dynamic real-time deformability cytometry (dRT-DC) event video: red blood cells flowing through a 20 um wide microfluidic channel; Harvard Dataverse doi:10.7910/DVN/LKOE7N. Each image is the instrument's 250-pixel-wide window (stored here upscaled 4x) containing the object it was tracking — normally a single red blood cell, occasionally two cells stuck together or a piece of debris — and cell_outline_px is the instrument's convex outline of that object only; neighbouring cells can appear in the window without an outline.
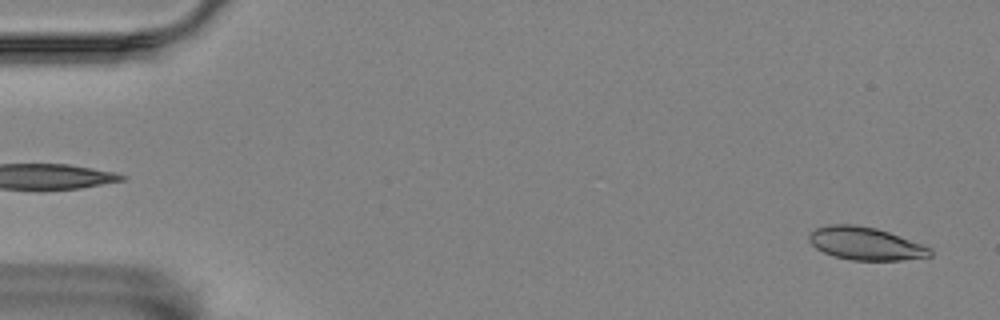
{"species": "Egyptian fruit bat (a non-hibernating species)", "species_latin": "Rousettus aegyptiacus", "temperature_condition": "room temperature", "stored_images_in_passage": 56, "camera_frame_rate_fps": 3000, "um_per_image_px": 0.085, "animal": {"sex": "female"}, "frame": {"image": 1, "passage_image": 2, "time_ms": 0.333, "image_size_px": [1000, 320], "cell_outline_px": [[932, 256], [900, 260], [852, 260], [832, 256], [816, 248], [808, 240], [808, 232], [816, 228], [828, 224], [856, 224], [876, 228], [888, 232], [932, 248]], "centroid_in_image_um": [73.52, 20.69], "position_along_channel_um": 11.5, "area_um2": 23.24}}
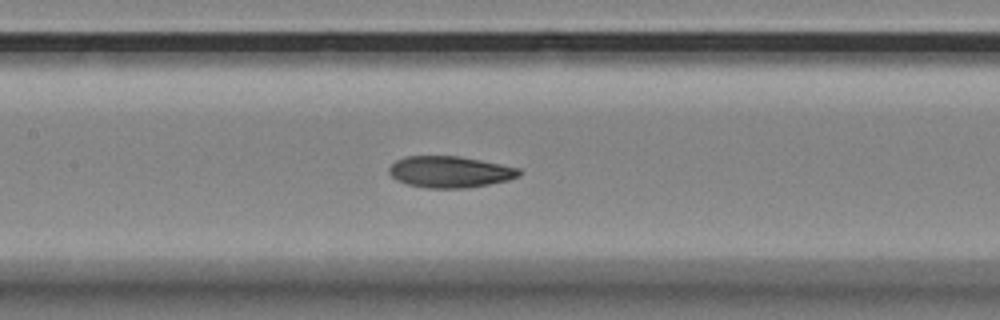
{"frame": {"image": 2, "passage_image": 26, "time_ms": 8.333, "image_size_px": [1000, 320], "cell_outline_px": [[520, 176], [508, 180], [468, 188], [428, 188], [408, 184], [396, 180], [388, 172], [388, 168], [396, 160], [404, 156], [460, 156], [520, 168]], "centroid_in_image_um": [38.23, 14.6], "position_along_channel_um": 169.2, "area_um2": 23.81}}
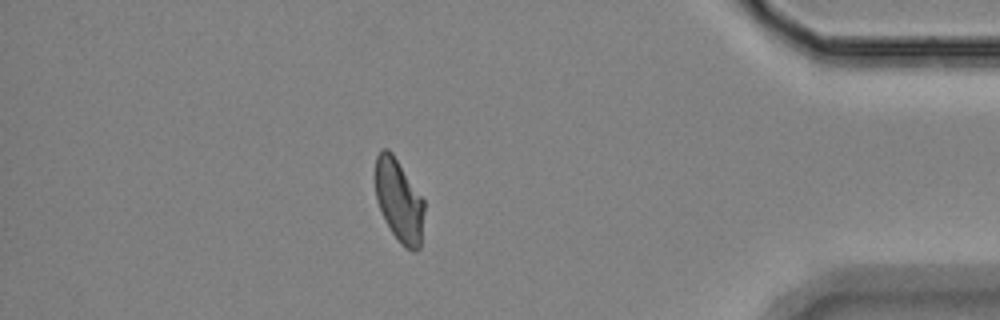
{"frame": {"image": 3, "passage_image": 49, "time_ms": 16.0, "image_size_px": [1000, 320], "cell_outline_px": [[424, 212], [420, 248], [416, 252], [412, 252], [392, 232], [376, 200], [376, 156], [380, 148], [388, 148], [392, 152], [424, 200]], "centroid_in_image_um": [33.93, 17.01], "position_along_channel_um": 401.3, "area_um2": 23.12}, "authors_computed_cell_mechanics": {"area_um2": 23.8425, "velocity_mm_per_s": 3.5029, "shape_relaxation_time_tau1_ms": null, "shape_relaxation_time_tau2_ms": 1.8675, "deformation_change_tau1": null, "deformation_change_tau2": 0.0695}}